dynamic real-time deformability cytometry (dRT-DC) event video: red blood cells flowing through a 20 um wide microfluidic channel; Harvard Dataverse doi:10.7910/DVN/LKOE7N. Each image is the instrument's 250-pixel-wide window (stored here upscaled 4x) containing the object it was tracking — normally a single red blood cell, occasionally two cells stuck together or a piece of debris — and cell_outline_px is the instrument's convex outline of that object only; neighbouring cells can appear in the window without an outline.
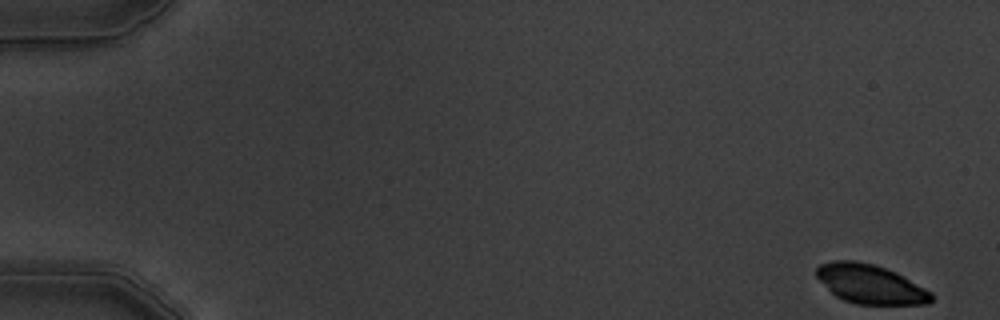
{"species": "common noctule bat (a hibernating species)", "species_latin": "Nyctalus noctula", "temperature_condition": "warm", "stored_images_in_passage": 6, "camera_frame_rate_fps": 3000, "um_per_image_px": 0.085, "animal": {"sex": "male", "body_mass_g": 19.5, "forearm_length_mm": 54.6}, "frame": {"image": 1, "passage_image": 1, "time_ms": 0.0, "image_size_px": [1000, 320], "cell_outline_px": [[932, 300], [928, 304], [856, 304], [844, 300], [836, 296], [816, 276], [816, 268], [820, 264], [832, 260], [856, 260], [872, 264], [896, 272], [932, 292]], "centroid_in_image_um": [73.97, 24.14], "position_along_channel_um": 11.0, "area_um2": 26.01}}
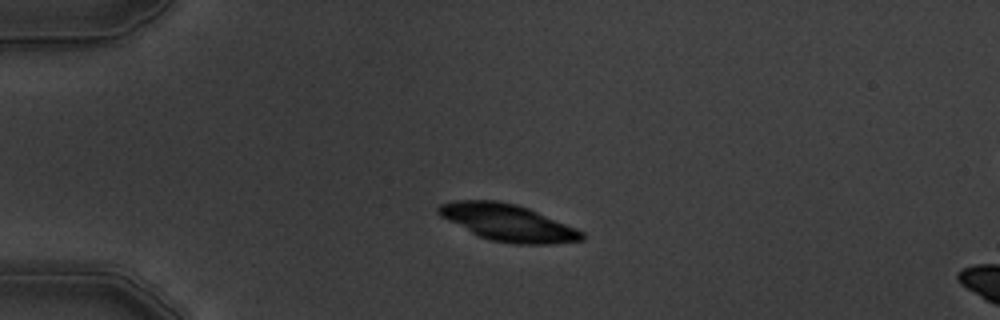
{"frame": {"image": 2, "passage_image": 4, "time_ms": 4.0, "image_size_px": [1000, 320], "cell_outline_px": [[584, 240], [552, 244], [516, 244], [492, 240], [480, 236], [440, 216], [436, 212], [436, 208], [440, 204], [452, 200], [496, 200], [516, 204], [528, 208], [576, 228], [584, 232]], "centroid_in_image_um": [43.17, 18.91], "position_along_channel_um": 41.8, "area_um2": 30.52}}